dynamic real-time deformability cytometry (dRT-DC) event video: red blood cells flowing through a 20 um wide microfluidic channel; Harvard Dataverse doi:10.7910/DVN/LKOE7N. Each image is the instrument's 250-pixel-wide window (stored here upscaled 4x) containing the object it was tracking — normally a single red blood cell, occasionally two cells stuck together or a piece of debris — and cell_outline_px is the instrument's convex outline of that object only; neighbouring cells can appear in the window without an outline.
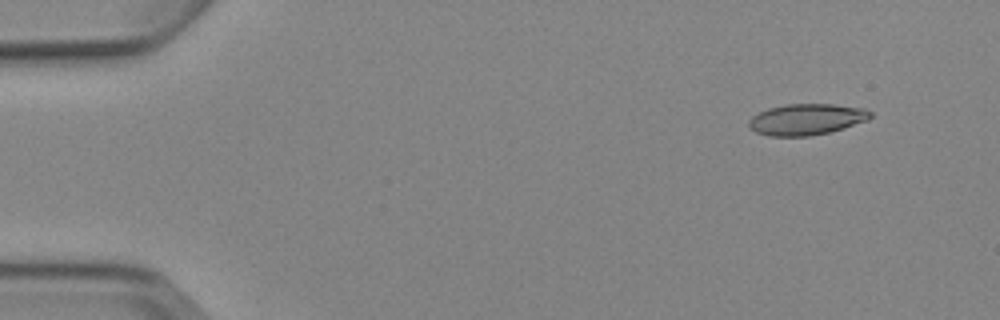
{"species": "Egyptian fruit bat (a non-hibernating species)", "species_latin": "Rousettus aegyptiacus", "temperature_condition": "cold", "stored_images_in_passage": 5, "camera_frame_rate_fps": 3000, "um_per_image_px": 0.085, "animal": {"sex": "female"}, "frame": {"image": 1, "passage_image": 2, "time_ms": 1.0, "image_size_px": [1000, 320], "cell_outline_px": [[872, 116], [868, 120], [828, 132], [808, 136], [768, 136], [756, 132], [748, 124], [748, 120], [752, 116], [768, 108], [784, 104], [832, 104], [864, 108], [872, 112]], "centroid_in_image_um": [68.54, 10.13], "position_along_channel_um": 16.5, "area_um2": 21.96}}
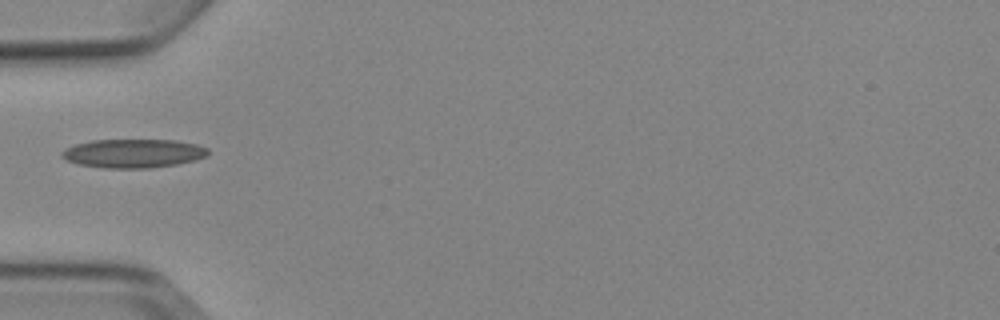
{"frame": {"image": 2, "passage_image": 5, "time_ms": 5.333, "image_size_px": [1000, 320], "cell_outline_px": [[208, 156], [196, 160], [176, 164], [152, 168], [104, 168], [80, 164], [68, 160], [60, 156], [60, 152], [64, 148], [76, 144], [92, 140], [176, 140], [196, 144], [208, 148]], "centroid_in_image_um": [11.34, 13.03], "position_along_channel_um": 73.7, "area_um2": 24.57}}